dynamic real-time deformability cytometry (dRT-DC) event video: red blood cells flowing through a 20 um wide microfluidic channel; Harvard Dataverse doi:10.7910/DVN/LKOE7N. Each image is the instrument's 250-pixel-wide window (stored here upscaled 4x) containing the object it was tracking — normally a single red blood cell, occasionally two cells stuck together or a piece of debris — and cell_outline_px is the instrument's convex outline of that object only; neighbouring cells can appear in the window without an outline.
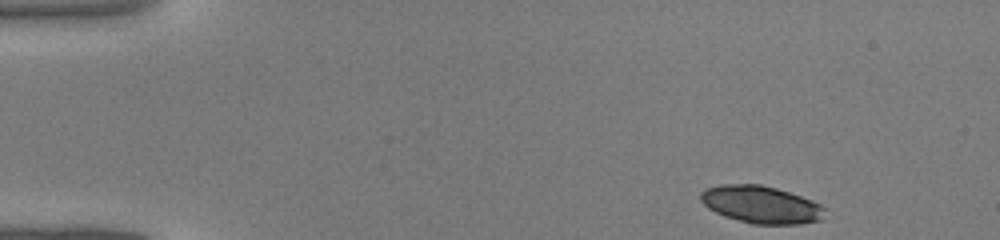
{"species": "common noctule bat (a hibernating species)", "species_latin": "Nyctalus noctula", "temperature_condition": "warm", "stored_images_in_passage": 39, "camera_frame_rate_fps": 3000, "um_per_image_px": 0.085, "animal": {"sex": "male", "body_mass_g": 19.0, "forearm_length_mm": 50.8}, "frame": {"image": 1, "passage_image": 1, "time_ms": 0.0, "image_size_px": [1000, 240], "cell_outline_px": [[828, 208], [824, 220], [800, 224], [752, 224], [724, 216], [708, 208], [700, 200], [700, 192], [704, 188], [720, 184], [760, 184], [776, 188], [812, 200]], "centroid_in_image_um": [64.72, 17.39], "position_along_channel_um": 20.3, "area_um2": 27.46}}
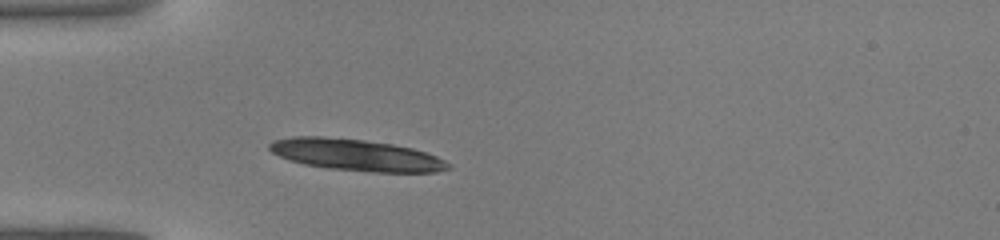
{"frame": {"image": 2, "passage_image": 9, "time_ms": 2.667, "image_size_px": [1000, 240], "cell_outline_px": [[452, 168], [436, 172], [372, 172], [328, 168], [304, 164], [280, 156], [272, 152], [268, 148], [268, 144], [272, 140], [292, 136], [324, 136], [364, 140], [392, 144], [412, 148], [436, 156], [452, 164]], "centroid_in_image_um": [30.27, 13.17], "position_along_channel_um": 54.7, "area_um2": 32.95}}